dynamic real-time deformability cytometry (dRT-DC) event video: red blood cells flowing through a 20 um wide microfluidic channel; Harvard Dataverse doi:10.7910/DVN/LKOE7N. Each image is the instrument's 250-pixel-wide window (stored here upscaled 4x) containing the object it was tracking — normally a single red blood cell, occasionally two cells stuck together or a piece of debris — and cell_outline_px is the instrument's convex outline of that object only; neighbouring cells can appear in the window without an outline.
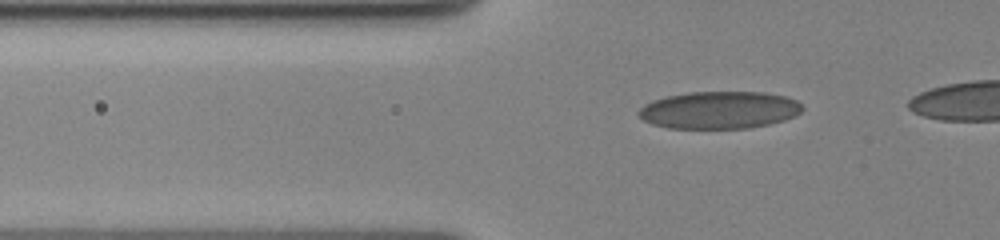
{"species": "human", "species_latin": "Homo sapiens", "temperature_condition": "cold", "stored_images_in_passage": 40, "camera_frame_rate_fps": 3000, "um_per_image_px": 0.085, "donor": {"sex": "female"}, "frame": {"image": 1, "passage_image": 7, "time_ms": 2.0, "image_size_px": [1000, 240], "cell_outline_px": [[804, 108], [796, 116], [784, 120], [768, 124], [748, 128], [668, 128], [652, 124], [644, 120], [636, 112], [644, 104], [652, 100], [668, 96], [688, 92], [764, 92], [784, 96], [796, 100]], "centroid_in_image_um": [61.13, 9.35], "position_along_channel_um": 64.7, "area_um2": 35.66}}
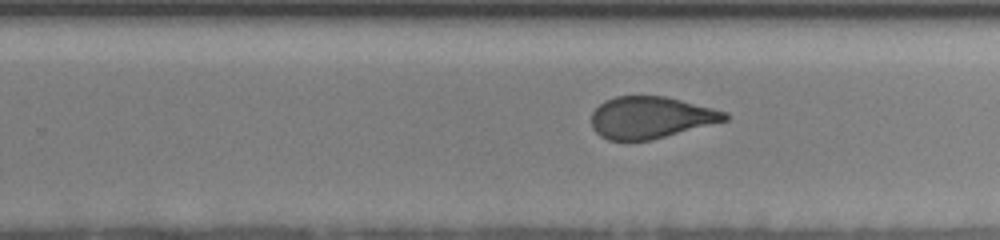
{"frame": {"image": 2, "passage_image": 26, "time_ms": 8.333, "image_size_px": [1000, 240], "cell_outline_px": [[728, 120], [652, 140], [608, 140], [600, 136], [592, 128], [592, 112], [604, 100], [616, 96], [664, 96], [728, 112]], "centroid_in_image_um": [55.3, 9.99], "position_along_channel_um": 274.5, "area_um2": 32.43}}
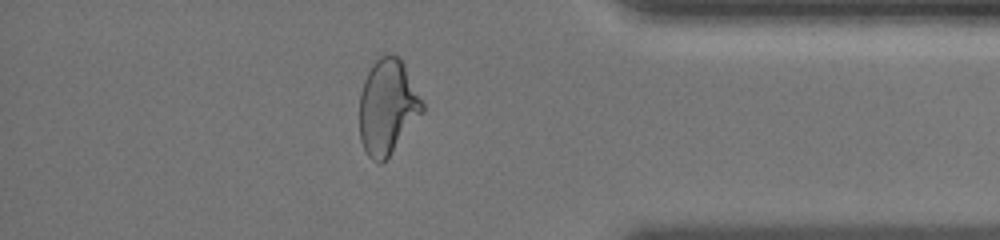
{"frame": {"image": 3, "passage_image": 38, "time_ms": 12.333, "image_size_px": [1000, 240], "cell_outline_px": [[424, 112], [388, 156], [380, 164], [372, 160], [368, 156], [360, 140], [360, 92], [364, 80], [372, 64], [380, 56], [388, 52], [400, 56], [424, 104]], "centroid_in_image_um": [32.94, 9.05], "position_along_channel_um": 402.3, "area_um2": 34.8}}